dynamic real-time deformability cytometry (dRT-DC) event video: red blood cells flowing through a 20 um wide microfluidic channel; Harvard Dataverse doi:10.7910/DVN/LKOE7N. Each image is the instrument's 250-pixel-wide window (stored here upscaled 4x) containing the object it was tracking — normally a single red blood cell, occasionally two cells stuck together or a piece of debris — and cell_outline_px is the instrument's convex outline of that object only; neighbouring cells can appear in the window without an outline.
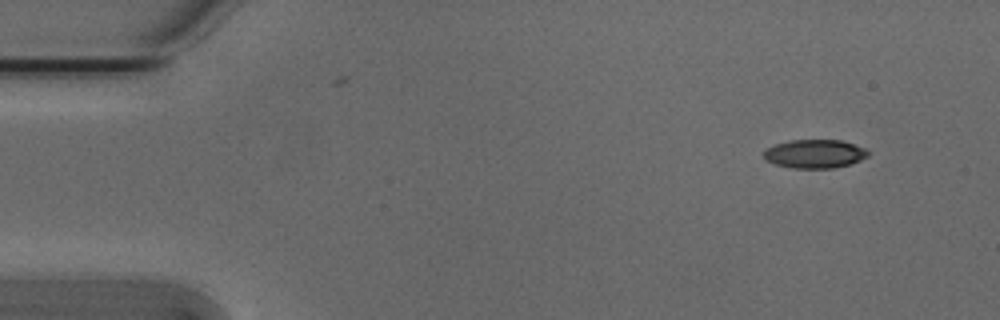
{"species": "Egyptian fruit bat (a non-hibernating species)", "species_latin": "Rousettus aegyptiacus", "temperature_condition": "cold", "stored_images_in_passage": 48, "camera_frame_rate_fps": 3000, "um_per_image_px": 0.085, "animal": {"sex": "male"}, "frame": {"image": 1, "passage_image": 1, "time_ms": 0.0, "image_size_px": [1000, 320], "cell_outline_px": [[868, 156], [860, 160], [848, 164], [832, 168], [792, 168], [776, 164], [764, 160], [764, 148], [776, 144], [792, 140], [840, 140], [864, 148], [868, 152]], "centroid_in_image_um": [69.2, 13.07], "position_along_channel_um": 15.8, "area_um2": 17.22}}
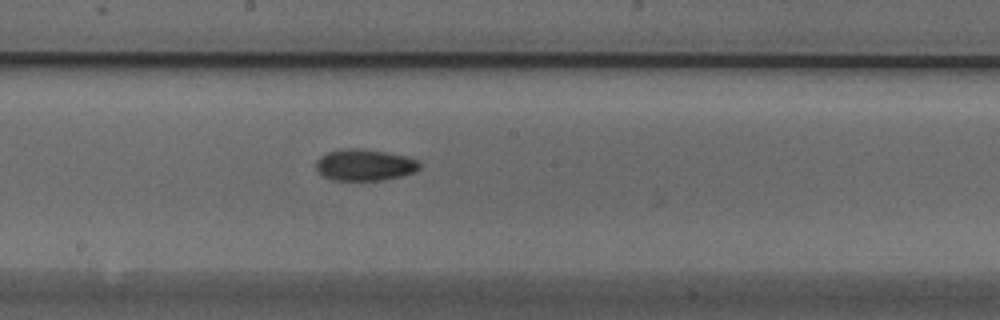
{"frame": {"image": 2, "passage_image": 25, "time_ms": 8.0, "image_size_px": [1000, 320], "cell_outline_px": [[420, 168], [412, 172], [400, 176], [380, 180], [332, 180], [324, 176], [316, 168], [316, 160], [320, 156], [328, 152], [344, 148], [364, 148], [404, 156], [420, 160]], "centroid_in_image_um": [30.98, 14.01], "position_along_channel_um": 217.2, "area_um2": 18.9}}
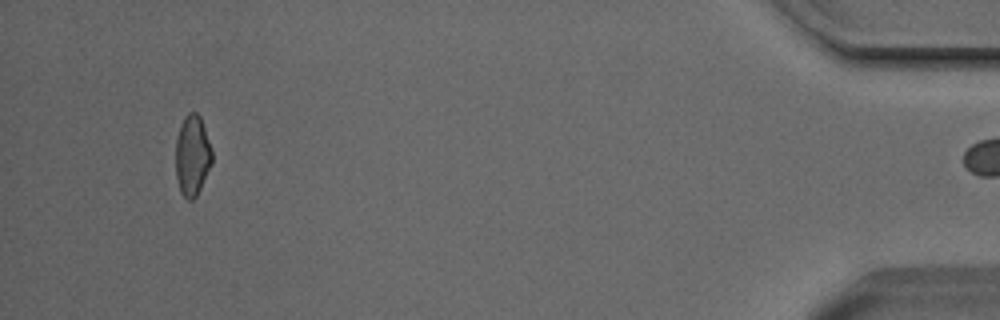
{"frame": {"image": 3, "passage_image": 47, "time_ms": 15.333, "image_size_px": [1000, 320], "cell_outline_px": [[212, 164], [196, 196], [192, 200], [188, 200], [180, 192], [176, 176], [176, 140], [180, 124], [184, 116], [188, 112], [196, 112], [200, 116], [212, 148]], "centroid_in_image_um": [16.35, 13.19], "position_along_channel_um": 418.9, "area_um2": 17.17}, "authors_computed_cell_mechanics": {"area_um2": 18.0625, "velocity_mm_per_s": 3.8217, "shape_relaxation_time_tau1_ms": 11.3258, "shape_relaxation_time_tau2_ms": 4.8076, "deformation_change_tau1": 0.2304, "deformation_change_tau2": 0.0973}}